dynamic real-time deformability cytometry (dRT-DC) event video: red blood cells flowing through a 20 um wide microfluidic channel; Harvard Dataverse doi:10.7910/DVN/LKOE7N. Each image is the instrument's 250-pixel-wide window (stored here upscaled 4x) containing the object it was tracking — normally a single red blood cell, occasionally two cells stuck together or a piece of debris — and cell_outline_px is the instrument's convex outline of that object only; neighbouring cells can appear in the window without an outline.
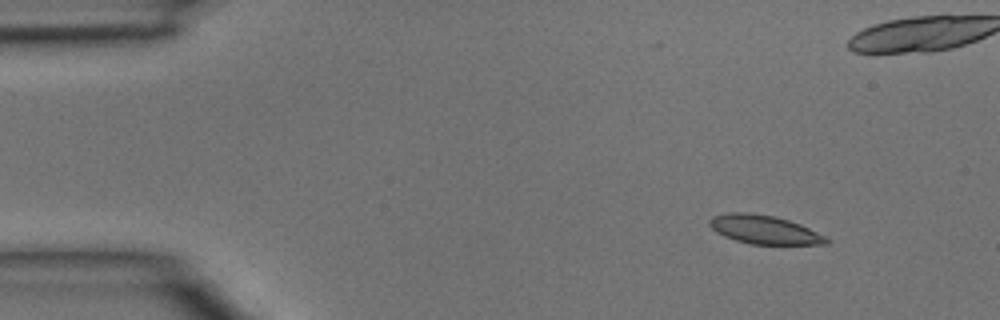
{"species": "common noctule bat (a hibernating species)", "species_latin": "Nyctalus noctula", "temperature_condition": "room temperature", "stored_images_in_passage": 7, "camera_frame_rate_fps": 3000, "um_per_image_px": 0.085, "animal": {"sex": "male", "body_mass_g": 15.6}, "frame": {"image": 1, "passage_image": 2, "time_ms": 0.333, "image_size_px": [1000, 320], "cell_outline_px": [[832, 240], [828, 244], [752, 244], [736, 240], [724, 236], [716, 232], [708, 224], [708, 220], [712, 216], [728, 212], [748, 212], [776, 216], [800, 224]], "centroid_in_image_um": [64.93, 19.5], "position_along_channel_um": 20.1, "area_um2": 19.54}}
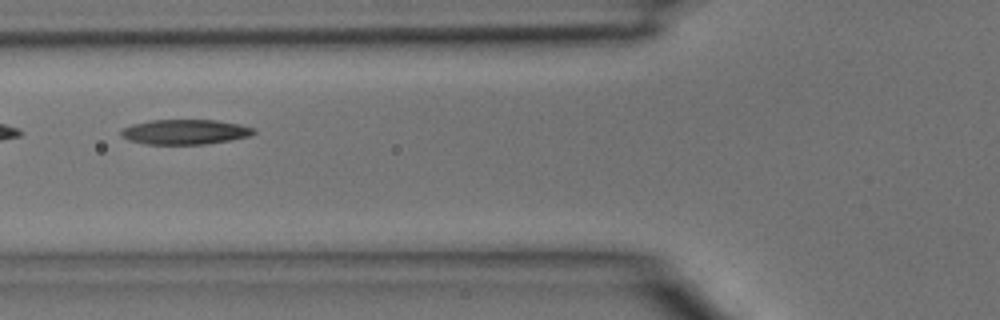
{"frame": {"image": 2, "passage_image": 6, "time_ms": 1.667, "image_size_px": [1000, 320], "cell_outline_px": [[256, 132], [248, 136], [232, 140], [208, 144], [148, 144], [128, 140], [120, 132], [120, 128], [132, 124], [152, 120], [216, 120], [240, 124], [256, 128]], "centroid_in_image_um": [15.75, 11.21], "position_along_channel_um": 110.0, "area_um2": 19.36}}
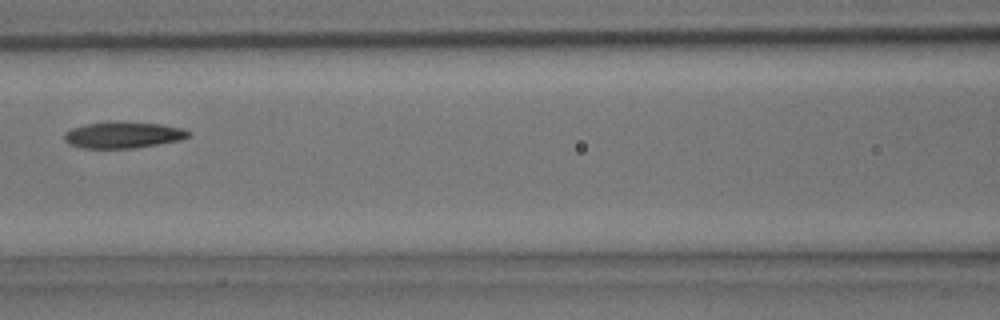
{"frame": {"image": 3, "passage_image": 7, "time_ms": 2.0, "image_size_px": [1000, 320], "cell_outline_px": [[192, 136], [180, 140], [132, 148], [84, 148], [68, 144], [64, 140], [64, 132], [72, 128], [84, 124], [108, 120], [116, 120], [160, 124], [180, 128], [188, 132]], "centroid_in_image_um": [10.4, 11.44], "position_along_channel_um": 156.2, "area_um2": 19.31}}